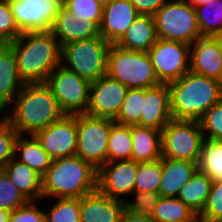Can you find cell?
<instances>
[{
    "label": "cell",
    "instance_id": "29",
    "mask_svg": "<svg viewBox=\"0 0 222 222\" xmlns=\"http://www.w3.org/2000/svg\"><path fill=\"white\" fill-rule=\"evenodd\" d=\"M132 159L131 125L112 123L107 147V162Z\"/></svg>",
    "mask_w": 222,
    "mask_h": 222
},
{
    "label": "cell",
    "instance_id": "27",
    "mask_svg": "<svg viewBox=\"0 0 222 222\" xmlns=\"http://www.w3.org/2000/svg\"><path fill=\"white\" fill-rule=\"evenodd\" d=\"M212 182L208 175L198 169L180 189L177 198L199 215L206 204Z\"/></svg>",
    "mask_w": 222,
    "mask_h": 222
},
{
    "label": "cell",
    "instance_id": "15",
    "mask_svg": "<svg viewBox=\"0 0 222 222\" xmlns=\"http://www.w3.org/2000/svg\"><path fill=\"white\" fill-rule=\"evenodd\" d=\"M128 87L107 74L91 82L86 114L114 120L126 97Z\"/></svg>",
    "mask_w": 222,
    "mask_h": 222
},
{
    "label": "cell",
    "instance_id": "22",
    "mask_svg": "<svg viewBox=\"0 0 222 222\" xmlns=\"http://www.w3.org/2000/svg\"><path fill=\"white\" fill-rule=\"evenodd\" d=\"M162 175L158 193L161 197H177L180 189L199 169L198 163L161 157Z\"/></svg>",
    "mask_w": 222,
    "mask_h": 222
},
{
    "label": "cell",
    "instance_id": "14",
    "mask_svg": "<svg viewBox=\"0 0 222 222\" xmlns=\"http://www.w3.org/2000/svg\"><path fill=\"white\" fill-rule=\"evenodd\" d=\"M33 136L53 160L76 156L77 115H64Z\"/></svg>",
    "mask_w": 222,
    "mask_h": 222
},
{
    "label": "cell",
    "instance_id": "35",
    "mask_svg": "<svg viewBox=\"0 0 222 222\" xmlns=\"http://www.w3.org/2000/svg\"><path fill=\"white\" fill-rule=\"evenodd\" d=\"M63 5L69 9L81 22L92 21L100 27L103 17V6L97 0H63Z\"/></svg>",
    "mask_w": 222,
    "mask_h": 222
},
{
    "label": "cell",
    "instance_id": "31",
    "mask_svg": "<svg viewBox=\"0 0 222 222\" xmlns=\"http://www.w3.org/2000/svg\"><path fill=\"white\" fill-rule=\"evenodd\" d=\"M54 203L44 205L45 222H81L80 198H52ZM56 201V202H55ZM47 209V210H46Z\"/></svg>",
    "mask_w": 222,
    "mask_h": 222
},
{
    "label": "cell",
    "instance_id": "32",
    "mask_svg": "<svg viewBox=\"0 0 222 222\" xmlns=\"http://www.w3.org/2000/svg\"><path fill=\"white\" fill-rule=\"evenodd\" d=\"M195 12L201 36L212 37L222 29V0H212L195 7Z\"/></svg>",
    "mask_w": 222,
    "mask_h": 222
},
{
    "label": "cell",
    "instance_id": "10",
    "mask_svg": "<svg viewBox=\"0 0 222 222\" xmlns=\"http://www.w3.org/2000/svg\"><path fill=\"white\" fill-rule=\"evenodd\" d=\"M108 118L77 114L76 156L91 163L96 169L107 162L108 139L112 123Z\"/></svg>",
    "mask_w": 222,
    "mask_h": 222
},
{
    "label": "cell",
    "instance_id": "17",
    "mask_svg": "<svg viewBox=\"0 0 222 222\" xmlns=\"http://www.w3.org/2000/svg\"><path fill=\"white\" fill-rule=\"evenodd\" d=\"M24 84L18 74L14 52L4 44L0 47V120H8L13 99Z\"/></svg>",
    "mask_w": 222,
    "mask_h": 222
},
{
    "label": "cell",
    "instance_id": "20",
    "mask_svg": "<svg viewBox=\"0 0 222 222\" xmlns=\"http://www.w3.org/2000/svg\"><path fill=\"white\" fill-rule=\"evenodd\" d=\"M125 202L107 197L98 190L80 198L81 222H121Z\"/></svg>",
    "mask_w": 222,
    "mask_h": 222
},
{
    "label": "cell",
    "instance_id": "11",
    "mask_svg": "<svg viewBox=\"0 0 222 222\" xmlns=\"http://www.w3.org/2000/svg\"><path fill=\"white\" fill-rule=\"evenodd\" d=\"M160 83L180 79L190 70V45L159 38L147 52Z\"/></svg>",
    "mask_w": 222,
    "mask_h": 222
},
{
    "label": "cell",
    "instance_id": "43",
    "mask_svg": "<svg viewBox=\"0 0 222 222\" xmlns=\"http://www.w3.org/2000/svg\"><path fill=\"white\" fill-rule=\"evenodd\" d=\"M167 0H130L141 15L153 16Z\"/></svg>",
    "mask_w": 222,
    "mask_h": 222
},
{
    "label": "cell",
    "instance_id": "8",
    "mask_svg": "<svg viewBox=\"0 0 222 222\" xmlns=\"http://www.w3.org/2000/svg\"><path fill=\"white\" fill-rule=\"evenodd\" d=\"M203 141L199 120L172 119L161 131V155L199 163Z\"/></svg>",
    "mask_w": 222,
    "mask_h": 222
},
{
    "label": "cell",
    "instance_id": "51",
    "mask_svg": "<svg viewBox=\"0 0 222 222\" xmlns=\"http://www.w3.org/2000/svg\"><path fill=\"white\" fill-rule=\"evenodd\" d=\"M4 45V43L0 40V47H2Z\"/></svg>",
    "mask_w": 222,
    "mask_h": 222
},
{
    "label": "cell",
    "instance_id": "16",
    "mask_svg": "<svg viewBox=\"0 0 222 222\" xmlns=\"http://www.w3.org/2000/svg\"><path fill=\"white\" fill-rule=\"evenodd\" d=\"M140 14L130 0H112L103 6L99 35L115 44Z\"/></svg>",
    "mask_w": 222,
    "mask_h": 222
},
{
    "label": "cell",
    "instance_id": "13",
    "mask_svg": "<svg viewBox=\"0 0 222 222\" xmlns=\"http://www.w3.org/2000/svg\"><path fill=\"white\" fill-rule=\"evenodd\" d=\"M136 174L137 162L132 159L106 162L97 169V190L125 202L134 192Z\"/></svg>",
    "mask_w": 222,
    "mask_h": 222
},
{
    "label": "cell",
    "instance_id": "4",
    "mask_svg": "<svg viewBox=\"0 0 222 222\" xmlns=\"http://www.w3.org/2000/svg\"><path fill=\"white\" fill-rule=\"evenodd\" d=\"M168 86L172 119L199 120L222 99L218 80L191 70Z\"/></svg>",
    "mask_w": 222,
    "mask_h": 222
},
{
    "label": "cell",
    "instance_id": "48",
    "mask_svg": "<svg viewBox=\"0 0 222 222\" xmlns=\"http://www.w3.org/2000/svg\"><path fill=\"white\" fill-rule=\"evenodd\" d=\"M112 0H97L98 3H100L102 6H105L109 4Z\"/></svg>",
    "mask_w": 222,
    "mask_h": 222
},
{
    "label": "cell",
    "instance_id": "50",
    "mask_svg": "<svg viewBox=\"0 0 222 222\" xmlns=\"http://www.w3.org/2000/svg\"><path fill=\"white\" fill-rule=\"evenodd\" d=\"M199 222H222V219L213 220V221H199Z\"/></svg>",
    "mask_w": 222,
    "mask_h": 222
},
{
    "label": "cell",
    "instance_id": "37",
    "mask_svg": "<svg viewBox=\"0 0 222 222\" xmlns=\"http://www.w3.org/2000/svg\"><path fill=\"white\" fill-rule=\"evenodd\" d=\"M160 197L158 192L134 191L125 201V208L134 214L151 217Z\"/></svg>",
    "mask_w": 222,
    "mask_h": 222
},
{
    "label": "cell",
    "instance_id": "1",
    "mask_svg": "<svg viewBox=\"0 0 222 222\" xmlns=\"http://www.w3.org/2000/svg\"><path fill=\"white\" fill-rule=\"evenodd\" d=\"M24 83H45L60 65L61 46L50 32H26L8 43Z\"/></svg>",
    "mask_w": 222,
    "mask_h": 222
},
{
    "label": "cell",
    "instance_id": "19",
    "mask_svg": "<svg viewBox=\"0 0 222 222\" xmlns=\"http://www.w3.org/2000/svg\"><path fill=\"white\" fill-rule=\"evenodd\" d=\"M190 70L218 80L222 72V49L210 36H201L190 45Z\"/></svg>",
    "mask_w": 222,
    "mask_h": 222
},
{
    "label": "cell",
    "instance_id": "33",
    "mask_svg": "<svg viewBox=\"0 0 222 222\" xmlns=\"http://www.w3.org/2000/svg\"><path fill=\"white\" fill-rule=\"evenodd\" d=\"M145 89L129 88L117 117L113 120L122 125H140Z\"/></svg>",
    "mask_w": 222,
    "mask_h": 222
},
{
    "label": "cell",
    "instance_id": "12",
    "mask_svg": "<svg viewBox=\"0 0 222 222\" xmlns=\"http://www.w3.org/2000/svg\"><path fill=\"white\" fill-rule=\"evenodd\" d=\"M12 15L22 33L51 31L63 0H9Z\"/></svg>",
    "mask_w": 222,
    "mask_h": 222
},
{
    "label": "cell",
    "instance_id": "36",
    "mask_svg": "<svg viewBox=\"0 0 222 222\" xmlns=\"http://www.w3.org/2000/svg\"><path fill=\"white\" fill-rule=\"evenodd\" d=\"M29 200L10 181L4 171H0V208L13 211L18 209Z\"/></svg>",
    "mask_w": 222,
    "mask_h": 222
},
{
    "label": "cell",
    "instance_id": "28",
    "mask_svg": "<svg viewBox=\"0 0 222 222\" xmlns=\"http://www.w3.org/2000/svg\"><path fill=\"white\" fill-rule=\"evenodd\" d=\"M151 217L155 222H199L198 215L177 197H160Z\"/></svg>",
    "mask_w": 222,
    "mask_h": 222
},
{
    "label": "cell",
    "instance_id": "34",
    "mask_svg": "<svg viewBox=\"0 0 222 222\" xmlns=\"http://www.w3.org/2000/svg\"><path fill=\"white\" fill-rule=\"evenodd\" d=\"M161 175V158L153 162L137 163L134 191L158 192Z\"/></svg>",
    "mask_w": 222,
    "mask_h": 222
},
{
    "label": "cell",
    "instance_id": "21",
    "mask_svg": "<svg viewBox=\"0 0 222 222\" xmlns=\"http://www.w3.org/2000/svg\"><path fill=\"white\" fill-rule=\"evenodd\" d=\"M60 46L99 36V27L92 21L81 22L64 5L59 10L50 31Z\"/></svg>",
    "mask_w": 222,
    "mask_h": 222
},
{
    "label": "cell",
    "instance_id": "23",
    "mask_svg": "<svg viewBox=\"0 0 222 222\" xmlns=\"http://www.w3.org/2000/svg\"><path fill=\"white\" fill-rule=\"evenodd\" d=\"M158 39L154 17L140 14L114 45L128 51L148 52Z\"/></svg>",
    "mask_w": 222,
    "mask_h": 222
},
{
    "label": "cell",
    "instance_id": "5",
    "mask_svg": "<svg viewBox=\"0 0 222 222\" xmlns=\"http://www.w3.org/2000/svg\"><path fill=\"white\" fill-rule=\"evenodd\" d=\"M111 43L100 35L61 46L60 64L78 76L94 82L106 74Z\"/></svg>",
    "mask_w": 222,
    "mask_h": 222
},
{
    "label": "cell",
    "instance_id": "49",
    "mask_svg": "<svg viewBox=\"0 0 222 222\" xmlns=\"http://www.w3.org/2000/svg\"><path fill=\"white\" fill-rule=\"evenodd\" d=\"M218 85H219L220 93L222 94V72H221V75L218 79Z\"/></svg>",
    "mask_w": 222,
    "mask_h": 222
},
{
    "label": "cell",
    "instance_id": "3",
    "mask_svg": "<svg viewBox=\"0 0 222 222\" xmlns=\"http://www.w3.org/2000/svg\"><path fill=\"white\" fill-rule=\"evenodd\" d=\"M97 190V169L79 156L57 158L42 176V198H81Z\"/></svg>",
    "mask_w": 222,
    "mask_h": 222
},
{
    "label": "cell",
    "instance_id": "30",
    "mask_svg": "<svg viewBox=\"0 0 222 222\" xmlns=\"http://www.w3.org/2000/svg\"><path fill=\"white\" fill-rule=\"evenodd\" d=\"M198 168L213 181L222 179V140L204 138Z\"/></svg>",
    "mask_w": 222,
    "mask_h": 222
},
{
    "label": "cell",
    "instance_id": "42",
    "mask_svg": "<svg viewBox=\"0 0 222 222\" xmlns=\"http://www.w3.org/2000/svg\"><path fill=\"white\" fill-rule=\"evenodd\" d=\"M29 201L24 206L11 211L9 222H45V213L40 203ZM42 207V208H41Z\"/></svg>",
    "mask_w": 222,
    "mask_h": 222
},
{
    "label": "cell",
    "instance_id": "7",
    "mask_svg": "<svg viewBox=\"0 0 222 222\" xmlns=\"http://www.w3.org/2000/svg\"><path fill=\"white\" fill-rule=\"evenodd\" d=\"M153 17L158 38L191 45L201 37L195 8L185 0H167Z\"/></svg>",
    "mask_w": 222,
    "mask_h": 222
},
{
    "label": "cell",
    "instance_id": "46",
    "mask_svg": "<svg viewBox=\"0 0 222 222\" xmlns=\"http://www.w3.org/2000/svg\"><path fill=\"white\" fill-rule=\"evenodd\" d=\"M185 1L195 8V7L205 5L207 2L212 1V0H185Z\"/></svg>",
    "mask_w": 222,
    "mask_h": 222
},
{
    "label": "cell",
    "instance_id": "40",
    "mask_svg": "<svg viewBox=\"0 0 222 222\" xmlns=\"http://www.w3.org/2000/svg\"><path fill=\"white\" fill-rule=\"evenodd\" d=\"M22 34L12 15L9 1L0 0V40L8 44L16 40Z\"/></svg>",
    "mask_w": 222,
    "mask_h": 222
},
{
    "label": "cell",
    "instance_id": "18",
    "mask_svg": "<svg viewBox=\"0 0 222 222\" xmlns=\"http://www.w3.org/2000/svg\"><path fill=\"white\" fill-rule=\"evenodd\" d=\"M172 120L170 90L167 83L145 89L140 126L163 130Z\"/></svg>",
    "mask_w": 222,
    "mask_h": 222
},
{
    "label": "cell",
    "instance_id": "44",
    "mask_svg": "<svg viewBox=\"0 0 222 222\" xmlns=\"http://www.w3.org/2000/svg\"><path fill=\"white\" fill-rule=\"evenodd\" d=\"M121 222H155L152 217L134 214L125 209L121 218Z\"/></svg>",
    "mask_w": 222,
    "mask_h": 222
},
{
    "label": "cell",
    "instance_id": "38",
    "mask_svg": "<svg viewBox=\"0 0 222 222\" xmlns=\"http://www.w3.org/2000/svg\"><path fill=\"white\" fill-rule=\"evenodd\" d=\"M199 122L204 138L222 140V99L214 104Z\"/></svg>",
    "mask_w": 222,
    "mask_h": 222
},
{
    "label": "cell",
    "instance_id": "24",
    "mask_svg": "<svg viewBox=\"0 0 222 222\" xmlns=\"http://www.w3.org/2000/svg\"><path fill=\"white\" fill-rule=\"evenodd\" d=\"M132 160L137 163L159 160L161 155V130L131 125Z\"/></svg>",
    "mask_w": 222,
    "mask_h": 222
},
{
    "label": "cell",
    "instance_id": "39",
    "mask_svg": "<svg viewBox=\"0 0 222 222\" xmlns=\"http://www.w3.org/2000/svg\"><path fill=\"white\" fill-rule=\"evenodd\" d=\"M222 219V179L212 182L210 193L198 221H213Z\"/></svg>",
    "mask_w": 222,
    "mask_h": 222
},
{
    "label": "cell",
    "instance_id": "9",
    "mask_svg": "<svg viewBox=\"0 0 222 222\" xmlns=\"http://www.w3.org/2000/svg\"><path fill=\"white\" fill-rule=\"evenodd\" d=\"M45 84L50 88L65 115H77L86 112L91 82L60 64L48 76Z\"/></svg>",
    "mask_w": 222,
    "mask_h": 222
},
{
    "label": "cell",
    "instance_id": "26",
    "mask_svg": "<svg viewBox=\"0 0 222 222\" xmlns=\"http://www.w3.org/2000/svg\"><path fill=\"white\" fill-rule=\"evenodd\" d=\"M14 158L28 165L41 176L45 174L53 160L33 135L16 137Z\"/></svg>",
    "mask_w": 222,
    "mask_h": 222
},
{
    "label": "cell",
    "instance_id": "6",
    "mask_svg": "<svg viewBox=\"0 0 222 222\" xmlns=\"http://www.w3.org/2000/svg\"><path fill=\"white\" fill-rule=\"evenodd\" d=\"M106 74L128 88L147 89L160 82L147 52L128 51L111 44Z\"/></svg>",
    "mask_w": 222,
    "mask_h": 222
},
{
    "label": "cell",
    "instance_id": "2",
    "mask_svg": "<svg viewBox=\"0 0 222 222\" xmlns=\"http://www.w3.org/2000/svg\"><path fill=\"white\" fill-rule=\"evenodd\" d=\"M64 115L45 83H25L13 99L8 121L18 135H33Z\"/></svg>",
    "mask_w": 222,
    "mask_h": 222
},
{
    "label": "cell",
    "instance_id": "41",
    "mask_svg": "<svg viewBox=\"0 0 222 222\" xmlns=\"http://www.w3.org/2000/svg\"><path fill=\"white\" fill-rule=\"evenodd\" d=\"M18 133L8 120H0V171L14 157V143Z\"/></svg>",
    "mask_w": 222,
    "mask_h": 222
},
{
    "label": "cell",
    "instance_id": "45",
    "mask_svg": "<svg viewBox=\"0 0 222 222\" xmlns=\"http://www.w3.org/2000/svg\"><path fill=\"white\" fill-rule=\"evenodd\" d=\"M11 211L0 208V222H9Z\"/></svg>",
    "mask_w": 222,
    "mask_h": 222
},
{
    "label": "cell",
    "instance_id": "25",
    "mask_svg": "<svg viewBox=\"0 0 222 222\" xmlns=\"http://www.w3.org/2000/svg\"><path fill=\"white\" fill-rule=\"evenodd\" d=\"M3 171L14 186L23 193L29 201H43L42 176L28 165L14 157L5 165Z\"/></svg>",
    "mask_w": 222,
    "mask_h": 222
},
{
    "label": "cell",
    "instance_id": "47",
    "mask_svg": "<svg viewBox=\"0 0 222 222\" xmlns=\"http://www.w3.org/2000/svg\"><path fill=\"white\" fill-rule=\"evenodd\" d=\"M212 38L216 41L219 47L222 49V29L216 32Z\"/></svg>",
    "mask_w": 222,
    "mask_h": 222
}]
</instances>
